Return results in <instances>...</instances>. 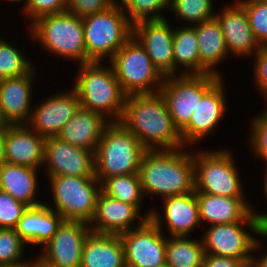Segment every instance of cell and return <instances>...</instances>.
I'll use <instances>...</instances> for the list:
<instances>
[{
    "label": "cell",
    "instance_id": "816d5d0a",
    "mask_svg": "<svg viewBox=\"0 0 267 267\" xmlns=\"http://www.w3.org/2000/svg\"><path fill=\"white\" fill-rule=\"evenodd\" d=\"M264 231L267 233V225L264 227Z\"/></svg>",
    "mask_w": 267,
    "mask_h": 267
},
{
    "label": "cell",
    "instance_id": "4316f807",
    "mask_svg": "<svg viewBox=\"0 0 267 267\" xmlns=\"http://www.w3.org/2000/svg\"><path fill=\"white\" fill-rule=\"evenodd\" d=\"M80 267H126L120 235L91 232L84 242Z\"/></svg>",
    "mask_w": 267,
    "mask_h": 267
},
{
    "label": "cell",
    "instance_id": "836d02e7",
    "mask_svg": "<svg viewBox=\"0 0 267 267\" xmlns=\"http://www.w3.org/2000/svg\"><path fill=\"white\" fill-rule=\"evenodd\" d=\"M129 22L166 19L163 12L170 9V0H125L121 5Z\"/></svg>",
    "mask_w": 267,
    "mask_h": 267
},
{
    "label": "cell",
    "instance_id": "74e56055",
    "mask_svg": "<svg viewBox=\"0 0 267 267\" xmlns=\"http://www.w3.org/2000/svg\"><path fill=\"white\" fill-rule=\"evenodd\" d=\"M29 206L0 190V228H15Z\"/></svg>",
    "mask_w": 267,
    "mask_h": 267
},
{
    "label": "cell",
    "instance_id": "9a60e30c",
    "mask_svg": "<svg viewBox=\"0 0 267 267\" xmlns=\"http://www.w3.org/2000/svg\"><path fill=\"white\" fill-rule=\"evenodd\" d=\"M46 177L95 176V152L73 146L56 137L45 140L44 165Z\"/></svg>",
    "mask_w": 267,
    "mask_h": 267
},
{
    "label": "cell",
    "instance_id": "9c48e42d",
    "mask_svg": "<svg viewBox=\"0 0 267 267\" xmlns=\"http://www.w3.org/2000/svg\"><path fill=\"white\" fill-rule=\"evenodd\" d=\"M52 193V205L64 220L90 223L94 218L101 182L96 177L50 176L47 177Z\"/></svg>",
    "mask_w": 267,
    "mask_h": 267
},
{
    "label": "cell",
    "instance_id": "ac0fdd59",
    "mask_svg": "<svg viewBox=\"0 0 267 267\" xmlns=\"http://www.w3.org/2000/svg\"><path fill=\"white\" fill-rule=\"evenodd\" d=\"M133 36L164 77L174 75V28L167 19L137 22Z\"/></svg>",
    "mask_w": 267,
    "mask_h": 267
},
{
    "label": "cell",
    "instance_id": "f546056e",
    "mask_svg": "<svg viewBox=\"0 0 267 267\" xmlns=\"http://www.w3.org/2000/svg\"><path fill=\"white\" fill-rule=\"evenodd\" d=\"M199 239L166 236V265L170 267H202L205 252L203 241L201 238Z\"/></svg>",
    "mask_w": 267,
    "mask_h": 267
},
{
    "label": "cell",
    "instance_id": "2e32d148",
    "mask_svg": "<svg viewBox=\"0 0 267 267\" xmlns=\"http://www.w3.org/2000/svg\"><path fill=\"white\" fill-rule=\"evenodd\" d=\"M79 108V96L73 88L54 93L33 106L26 125L45 138L56 137Z\"/></svg>",
    "mask_w": 267,
    "mask_h": 267
},
{
    "label": "cell",
    "instance_id": "f907efd6",
    "mask_svg": "<svg viewBox=\"0 0 267 267\" xmlns=\"http://www.w3.org/2000/svg\"><path fill=\"white\" fill-rule=\"evenodd\" d=\"M0 267H27V266H0Z\"/></svg>",
    "mask_w": 267,
    "mask_h": 267
},
{
    "label": "cell",
    "instance_id": "6da1fadb",
    "mask_svg": "<svg viewBox=\"0 0 267 267\" xmlns=\"http://www.w3.org/2000/svg\"><path fill=\"white\" fill-rule=\"evenodd\" d=\"M120 122L147 150L185 147L161 92L128 95Z\"/></svg>",
    "mask_w": 267,
    "mask_h": 267
},
{
    "label": "cell",
    "instance_id": "7402d4cb",
    "mask_svg": "<svg viewBox=\"0 0 267 267\" xmlns=\"http://www.w3.org/2000/svg\"><path fill=\"white\" fill-rule=\"evenodd\" d=\"M45 140L27 125H8L5 136L6 163L40 169L44 165Z\"/></svg>",
    "mask_w": 267,
    "mask_h": 267
},
{
    "label": "cell",
    "instance_id": "e575fe53",
    "mask_svg": "<svg viewBox=\"0 0 267 267\" xmlns=\"http://www.w3.org/2000/svg\"><path fill=\"white\" fill-rule=\"evenodd\" d=\"M26 246L15 228H0V266H28L31 258L24 259Z\"/></svg>",
    "mask_w": 267,
    "mask_h": 267
},
{
    "label": "cell",
    "instance_id": "681fc988",
    "mask_svg": "<svg viewBox=\"0 0 267 267\" xmlns=\"http://www.w3.org/2000/svg\"><path fill=\"white\" fill-rule=\"evenodd\" d=\"M264 101L267 103V93L264 95ZM265 107H267V104H266V106ZM265 110H267V108L265 109Z\"/></svg>",
    "mask_w": 267,
    "mask_h": 267
},
{
    "label": "cell",
    "instance_id": "f35d334b",
    "mask_svg": "<svg viewBox=\"0 0 267 267\" xmlns=\"http://www.w3.org/2000/svg\"><path fill=\"white\" fill-rule=\"evenodd\" d=\"M22 15L29 18V24L47 14L66 12L68 0H23Z\"/></svg>",
    "mask_w": 267,
    "mask_h": 267
},
{
    "label": "cell",
    "instance_id": "c3c4849f",
    "mask_svg": "<svg viewBox=\"0 0 267 267\" xmlns=\"http://www.w3.org/2000/svg\"><path fill=\"white\" fill-rule=\"evenodd\" d=\"M4 1H7V3H8V2H12V3H13V2H14V3L16 2V4H17L18 2H20V3L23 2V0H4Z\"/></svg>",
    "mask_w": 267,
    "mask_h": 267
},
{
    "label": "cell",
    "instance_id": "7a4b0ae2",
    "mask_svg": "<svg viewBox=\"0 0 267 267\" xmlns=\"http://www.w3.org/2000/svg\"><path fill=\"white\" fill-rule=\"evenodd\" d=\"M185 149L144 152L138 174L145 198L158 195L163 199L195 191L194 151Z\"/></svg>",
    "mask_w": 267,
    "mask_h": 267
},
{
    "label": "cell",
    "instance_id": "ba28073f",
    "mask_svg": "<svg viewBox=\"0 0 267 267\" xmlns=\"http://www.w3.org/2000/svg\"><path fill=\"white\" fill-rule=\"evenodd\" d=\"M107 61L127 96L160 92L165 77L134 36Z\"/></svg>",
    "mask_w": 267,
    "mask_h": 267
},
{
    "label": "cell",
    "instance_id": "d590c367",
    "mask_svg": "<svg viewBox=\"0 0 267 267\" xmlns=\"http://www.w3.org/2000/svg\"><path fill=\"white\" fill-rule=\"evenodd\" d=\"M245 9L248 22L261 47H267V2L264 0H239Z\"/></svg>",
    "mask_w": 267,
    "mask_h": 267
},
{
    "label": "cell",
    "instance_id": "ffe728a7",
    "mask_svg": "<svg viewBox=\"0 0 267 267\" xmlns=\"http://www.w3.org/2000/svg\"><path fill=\"white\" fill-rule=\"evenodd\" d=\"M35 70L33 67L24 75L0 80L1 122L7 125H26L29 122Z\"/></svg>",
    "mask_w": 267,
    "mask_h": 267
},
{
    "label": "cell",
    "instance_id": "7bdbcfd3",
    "mask_svg": "<svg viewBox=\"0 0 267 267\" xmlns=\"http://www.w3.org/2000/svg\"><path fill=\"white\" fill-rule=\"evenodd\" d=\"M260 237H263L262 239H267V233L264 231ZM262 241H260V239L257 237V240L255 242V245L253 247V251H252V257H251V262H250V265L249 267H267V251H265V253L263 252V255L261 256H256L253 255L257 250V253L259 251V249H261V245L263 246V244H261ZM254 252V253H253Z\"/></svg>",
    "mask_w": 267,
    "mask_h": 267
},
{
    "label": "cell",
    "instance_id": "603a6c76",
    "mask_svg": "<svg viewBox=\"0 0 267 267\" xmlns=\"http://www.w3.org/2000/svg\"><path fill=\"white\" fill-rule=\"evenodd\" d=\"M199 205L200 221L203 226L234 223L240 221H259L253 213L252 205L246 198L210 195L195 192Z\"/></svg>",
    "mask_w": 267,
    "mask_h": 267
},
{
    "label": "cell",
    "instance_id": "f1b7e54d",
    "mask_svg": "<svg viewBox=\"0 0 267 267\" xmlns=\"http://www.w3.org/2000/svg\"><path fill=\"white\" fill-rule=\"evenodd\" d=\"M173 56L174 75L200 74L198 39L193 26L174 27Z\"/></svg>",
    "mask_w": 267,
    "mask_h": 267
},
{
    "label": "cell",
    "instance_id": "7c38bea8",
    "mask_svg": "<svg viewBox=\"0 0 267 267\" xmlns=\"http://www.w3.org/2000/svg\"><path fill=\"white\" fill-rule=\"evenodd\" d=\"M151 219L140 227L120 234L126 267L166 265V236Z\"/></svg>",
    "mask_w": 267,
    "mask_h": 267
},
{
    "label": "cell",
    "instance_id": "5b68a950",
    "mask_svg": "<svg viewBox=\"0 0 267 267\" xmlns=\"http://www.w3.org/2000/svg\"><path fill=\"white\" fill-rule=\"evenodd\" d=\"M147 149L121 122H110L95 151V176L102 183L117 175L138 174Z\"/></svg>",
    "mask_w": 267,
    "mask_h": 267
},
{
    "label": "cell",
    "instance_id": "277c9868",
    "mask_svg": "<svg viewBox=\"0 0 267 267\" xmlns=\"http://www.w3.org/2000/svg\"><path fill=\"white\" fill-rule=\"evenodd\" d=\"M30 39L41 44L53 56L86 63V48L82 17L69 12L47 14L30 23Z\"/></svg>",
    "mask_w": 267,
    "mask_h": 267
},
{
    "label": "cell",
    "instance_id": "52a82bcc",
    "mask_svg": "<svg viewBox=\"0 0 267 267\" xmlns=\"http://www.w3.org/2000/svg\"><path fill=\"white\" fill-rule=\"evenodd\" d=\"M195 192L246 198L235 157L228 149H194Z\"/></svg>",
    "mask_w": 267,
    "mask_h": 267
},
{
    "label": "cell",
    "instance_id": "d6a6232c",
    "mask_svg": "<svg viewBox=\"0 0 267 267\" xmlns=\"http://www.w3.org/2000/svg\"><path fill=\"white\" fill-rule=\"evenodd\" d=\"M10 43L0 35V80L24 75L34 66L21 49Z\"/></svg>",
    "mask_w": 267,
    "mask_h": 267
},
{
    "label": "cell",
    "instance_id": "ab89813d",
    "mask_svg": "<svg viewBox=\"0 0 267 267\" xmlns=\"http://www.w3.org/2000/svg\"><path fill=\"white\" fill-rule=\"evenodd\" d=\"M112 5V0H68L66 11L83 18L104 11Z\"/></svg>",
    "mask_w": 267,
    "mask_h": 267
},
{
    "label": "cell",
    "instance_id": "83f0119b",
    "mask_svg": "<svg viewBox=\"0 0 267 267\" xmlns=\"http://www.w3.org/2000/svg\"><path fill=\"white\" fill-rule=\"evenodd\" d=\"M40 169L3 163L0 166V190L9 193L14 199L29 207L43 204L37 200L38 173Z\"/></svg>",
    "mask_w": 267,
    "mask_h": 267
},
{
    "label": "cell",
    "instance_id": "f6af8a7d",
    "mask_svg": "<svg viewBox=\"0 0 267 267\" xmlns=\"http://www.w3.org/2000/svg\"><path fill=\"white\" fill-rule=\"evenodd\" d=\"M8 125L0 122V166L6 162L5 157V136H6V127Z\"/></svg>",
    "mask_w": 267,
    "mask_h": 267
},
{
    "label": "cell",
    "instance_id": "b9f144b4",
    "mask_svg": "<svg viewBox=\"0 0 267 267\" xmlns=\"http://www.w3.org/2000/svg\"><path fill=\"white\" fill-rule=\"evenodd\" d=\"M202 267H249L243 260L205 254Z\"/></svg>",
    "mask_w": 267,
    "mask_h": 267
},
{
    "label": "cell",
    "instance_id": "60d3db41",
    "mask_svg": "<svg viewBox=\"0 0 267 267\" xmlns=\"http://www.w3.org/2000/svg\"><path fill=\"white\" fill-rule=\"evenodd\" d=\"M255 56V57H254ZM253 79L259 94L267 93V47H261L254 55Z\"/></svg>",
    "mask_w": 267,
    "mask_h": 267
},
{
    "label": "cell",
    "instance_id": "cb8c5ba5",
    "mask_svg": "<svg viewBox=\"0 0 267 267\" xmlns=\"http://www.w3.org/2000/svg\"><path fill=\"white\" fill-rule=\"evenodd\" d=\"M109 123L102 114L80 107L57 137L73 146L95 152L104 128Z\"/></svg>",
    "mask_w": 267,
    "mask_h": 267
},
{
    "label": "cell",
    "instance_id": "4fadbf2b",
    "mask_svg": "<svg viewBox=\"0 0 267 267\" xmlns=\"http://www.w3.org/2000/svg\"><path fill=\"white\" fill-rule=\"evenodd\" d=\"M224 80L221 77L202 97L189 123L180 131L185 147L196 146L205 137L214 134L228 111ZM200 141V142H199Z\"/></svg>",
    "mask_w": 267,
    "mask_h": 267
},
{
    "label": "cell",
    "instance_id": "ee69618b",
    "mask_svg": "<svg viewBox=\"0 0 267 267\" xmlns=\"http://www.w3.org/2000/svg\"><path fill=\"white\" fill-rule=\"evenodd\" d=\"M264 170H265V172H264V183H263V188H264V191L263 192H265V194H264V197L267 199V162H265V164H264ZM267 201V200H266ZM253 211V213L258 217V219H259V222L265 227L266 225H267V213H258V211L256 212V211H254V209L252 210Z\"/></svg>",
    "mask_w": 267,
    "mask_h": 267
},
{
    "label": "cell",
    "instance_id": "44dd1931",
    "mask_svg": "<svg viewBox=\"0 0 267 267\" xmlns=\"http://www.w3.org/2000/svg\"><path fill=\"white\" fill-rule=\"evenodd\" d=\"M222 8V12H215V17L221 25L229 55L252 57L261 45L254 36L244 7L237 1Z\"/></svg>",
    "mask_w": 267,
    "mask_h": 267
},
{
    "label": "cell",
    "instance_id": "8fae6325",
    "mask_svg": "<svg viewBox=\"0 0 267 267\" xmlns=\"http://www.w3.org/2000/svg\"><path fill=\"white\" fill-rule=\"evenodd\" d=\"M263 232L264 226L259 221H240L209 226L203 231V235L201 234L204 252L241 259L249 266L256 237Z\"/></svg>",
    "mask_w": 267,
    "mask_h": 267
},
{
    "label": "cell",
    "instance_id": "d4e9b609",
    "mask_svg": "<svg viewBox=\"0 0 267 267\" xmlns=\"http://www.w3.org/2000/svg\"><path fill=\"white\" fill-rule=\"evenodd\" d=\"M63 220L58 212L43 203L28 207L15 230L27 245H40L43 248L56 233Z\"/></svg>",
    "mask_w": 267,
    "mask_h": 267
},
{
    "label": "cell",
    "instance_id": "5bb4252c",
    "mask_svg": "<svg viewBox=\"0 0 267 267\" xmlns=\"http://www.w3.org/2000/svg\"><path fill=\"white\" fill-rule=\"evenodd\" d=\"M91 232L88 223L63 220L38 258L51 267H80L84 242Z\"/></svg>",
    "mask_w": 267,
    "mask_h": 267
},
{
    "label": "cell",
    "instance_id": "484cf974",
    "mask_svg": "<svg viewBox=\"0 0 267 267\" xmlns=\"http://www.w3.org/2000/svg\"><path fill=\"white\" fill-rule=\"evenodd\" d=\"M193 27L198 39L200 74H214L222 77L217 67L228 58L229 53L220 23L214 17Z\"/></svg>",
    "mask_w": 267,
    "mask_h": 267
},
{
    "label": "cell",
    "instance_id": "8992f818",
    "mask_svg": "<svg viewBox=\"0 0 267 267\" xmlns=\"http://www.w3.org/2000/svg\"><path fill=\"white\" fill-rule=\"evenodd\" d=\"M86 48V63L109 60L133 36V25L129 22L121 5L82 18Z\"/></svg>",
    "mask_w": 267,
    "mask_h": 267
},
{
    "label": "cell",
    "instance_id": "d6986e66",
    "mask_svg": "<svg viewBox=\"0 0 267 267\" xmlns=\"http://www.w3.org/2000/svg\"><path fill=\"white\" fill-rule=\"evenodd\" d=\"M141 212L135 205L111 198L101 191L97 198L95 215L89 227L94 233L120 235L140 227L150 219L152 210H148L144 216L140 214ZM134 223H137L136 227H133Z\"/></svg>",
    "mask_w": 267,
    "mask_h": 267
},
{
    "label": "cell",
    "instance_id": "30bf717a",
    "mask_svg": "<svg viewBox=\"0 0 267 267\" xmlns=\"http://www.w3.org/2000/svg\"><path fill=\"white\" fill-rule=\"evenodd\" d=\"M220 78L214 74H182L164 78L160 92L179 131L189 123L203 95Z\"/></svg>",
    "mask_w": 267,
    "mask_h": 267
},
{
    "label": "cell",
    "instance_id": "7dc6e473",
    "mask_svg": "<svg viewBox=\"0 0 267 267\" xmlns=\"http://www.w3.org/2000/svg\"><path fill=\"white\" fill-rule=\"evenodd\" d=\"M112 2L117 5H122L125 2V0H112Z\"/></svg>",
    "mask_w": 267,
    "mask_h": 267
},
{
    "label": "cell",
    "instance_id": "bcb514c9",
    "mask_svg": "<svg viewBox=\"0 0 267 267\" xmlns=\"http://www.w3.org/2000/svg\"><path fill=\"white\" fill-rule=\"evenodd\" d=\"M27 267H51L47 264H45L43 261H41L38 257L35 258V260H30Z\"/></svg>",
    "mask_w": 267,
    "mask_h": 267
},
{
    "label": "cell",
    "instance_id": "4dcf8cb0",
    "mask_svg": "<svg viewBox=\"0 0 267 267\" xmlns=\"http://www.w3.org/2000/svg\"><path fill=\"white\" fill-rule=\"evenodd\" d=\"M101 191L111 198L135 205L142 211L145 196L139 174L117 175L106 178L101 183Z\"/></svg>",
    "mask_w": 267,
    "mask_h": 267
},
{
    "label": "cell",
    "instance_id": "1f68e13d",
    "mask_svg": "<svg viewBox=\"0 0 267 267\" xmlns=\"http://www.w3.org/2000/svg\"><path fill=\"white\" fill-rule=\"evenodd\" d=\"M212 0H170L169 11L177 19L194 26L215 17ZM189 23V24H188Z\"/></svg>",
    "mask_w": 267,
    "mask_h": 267
},
{
    "label": "cell",
    "instance_id": "e0dca14e",
    "mask_svg": "<svg viewBox=\"0 0 267 267\" xmlns=\"http://www.w3.org/2000/svg\"><path fill=\"white\" fill-rule=\"evenodd\" d=\"M162 201L163 214L157 211L158 208L151 209L150 219L162 232L166 230L168 237H190L191 233L202 225L195 191L169 196ZM161 216L164 217L163 221ZM162 226L166 229L163 230Z\"/></svg>",
    "mask_w": 267,
    "mask_h": 267
},
{
    "label": "cell",
    "instance_id": "8d00e7d4",
    "mask_svg": "<svg viewBox=\"0 0 267 267\" xmlns=\"http://www.w3.org/2000/svg\"><path fill=\"white\" fill-rule=\"evenodd\" d=\"M251 120V133L248 134L249 147L252 149L255 157L262 162H267V110L261 111V114Z\"/></svg>",
    "mask_w": 267,
    "mask_h": 267
},
{
    "label": "cell",
    "instance_id": "3957f363",
    "mask_svg": "<svg viewBox=\"0 0 267 267\" xmlns=\"http://www.w3.org/2000/svg\"><path fill=\"white\" fill-rule=\"evenodd\" d=\"M80 64L73 83L80 107L102 114L110 122H120L127 95L123 92L111 64Z\"/></svg>",
    "mask_w": 267,
    "mask_h": 267
}]
</instances>
